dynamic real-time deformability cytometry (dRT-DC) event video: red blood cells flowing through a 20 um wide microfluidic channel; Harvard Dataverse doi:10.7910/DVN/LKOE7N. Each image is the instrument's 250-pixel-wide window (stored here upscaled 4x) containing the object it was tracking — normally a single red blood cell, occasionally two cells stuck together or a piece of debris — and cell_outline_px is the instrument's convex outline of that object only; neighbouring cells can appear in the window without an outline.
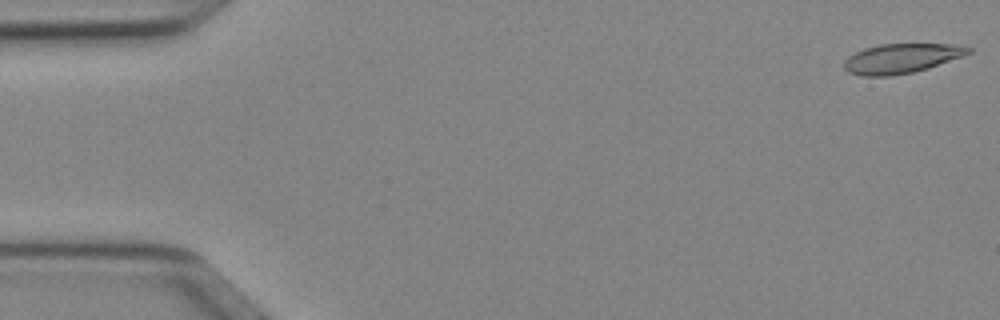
{"species": "Egyptian fruit bat (a non-hibernating species)", "species_latin": "Rousettus aegyptiacus", "temperature_condition": "cold", "stored_images_in_passage": 40, "camera_frame_rate_fps": 3000, "um_per_image_px": 0.085, "animal": {"sex": "female"}, "frame": {"image": 1, "passage_image": 1, "time_ms": 0.0, "image_size_px": [1000, 320], "cell_outline_px": [[972, 52], [964, 56], [928, 68], [912, 72], [892, 76], [860, 76], [848, 72], [844, 68], [844, 60], [848, 56], [864, 48], [880, 44], [952, 44], [972, 48]], "centroid_in_image_um": [76.61, 4.97], "position_along_channel_um": 8.4, "area_um2": 21.5}}
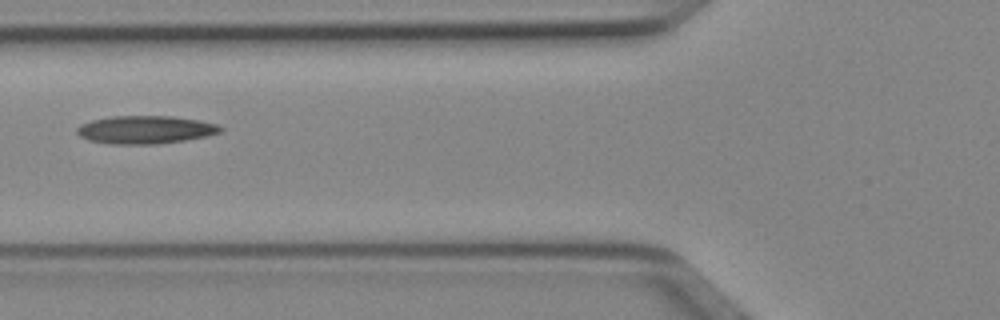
{"frame": {"image": 2, "passage_image": 19, "time_ms": 6.0, "image_size_px": [1000, 320], "cell_outline_px": [[224, 128], [220, 132], [208, 136], [184, 140], [156, 144], [108, 144], [88, 140], [80, 136], [76, 132], [76, 128], [80, 124], [92, 120], [112, 116], [172, 116], [200, 120], [220, 124]], "centroid_in_image_um": [12.37, 11.02], "position_along_channel_um": 113.4, "area_um2": 23.64}}
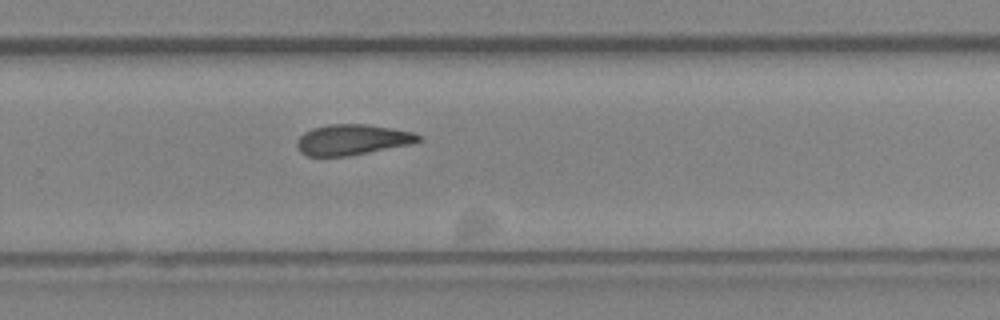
{"frame": {"image": 3, "passage_image": 33, "time_ms": 10.667, "image_size_px": [1000, 320], "cell_outline_px": [[424, 140], [412, 144], [348, 156], [308, 156], [300, 152], [296, 144], [296, 140], [304, 132], [312, 128], [328, 124], [364, 124], [392, 128], [412, 132], [420, 136]], "centroid_in_image_um": [29.94, 11.87], "position_along_channel_um": 299.9, "area_um2": 21.73}}